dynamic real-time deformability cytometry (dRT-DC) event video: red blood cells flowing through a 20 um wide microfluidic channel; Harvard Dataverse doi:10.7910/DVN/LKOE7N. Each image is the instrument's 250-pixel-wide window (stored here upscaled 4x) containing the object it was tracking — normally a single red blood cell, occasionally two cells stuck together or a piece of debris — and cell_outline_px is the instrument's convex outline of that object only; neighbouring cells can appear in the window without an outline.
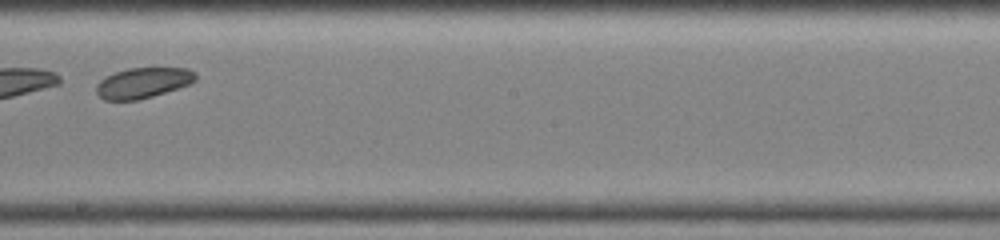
{"species": "common noctule bat (a hibernating species)", "species_latin": "Nyctalus noctula", "temperature_condition": "warm", "stored_images_in_passage": 23, "camera_frame_rate_fps": 3000, "um_per_image_px": 0.085, "animal": {"sex": "female", "body_mass_g": 19.0, "forearm_length_mm": 51.5}, "frame": {"image": 1, "passage_image": 14, "time_ms": 4.333, "image_size_px": [1000, 240], "cell_outline_px": [[196, 80], [180, 88], [152, 96], [136, 100], [104, 100], [96, 92], [96, 84], [104, 76], [128, 68], [188, 68], [196, 72]], "centroid_in_image_um": [12.15, 7.03], "position_along_channel_um": 236.0, "area_um2": 17.69}}